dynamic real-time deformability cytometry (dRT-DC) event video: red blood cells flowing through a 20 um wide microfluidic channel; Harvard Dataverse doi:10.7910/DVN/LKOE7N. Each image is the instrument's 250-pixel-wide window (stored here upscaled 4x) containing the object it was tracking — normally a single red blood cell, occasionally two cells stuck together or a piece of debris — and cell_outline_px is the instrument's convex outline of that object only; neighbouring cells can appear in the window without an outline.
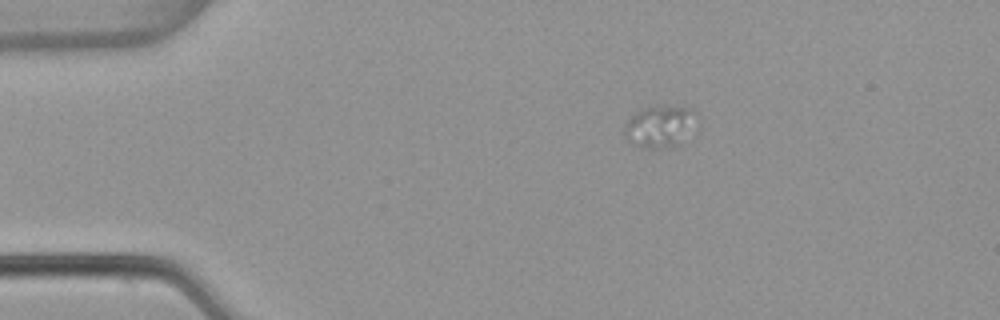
{"species": "common noctule bat (a hibernating species)", "species_latin": "Nyctalus noctula", "temperature_condition": "warm", "stored_images_in_passage": 5, "segment_of_instrument_passage": [2, 2], "camera_frame_rate_fps": 3000, "um_per_image_px": 0.085, "animal": {"sex": "female", "body_mass_g": 22.7, "forearm_length_mm": 54.2}, "frame": {"image": 1, "passage_image": 5, "time_ms": 1.333, "image_size_px": [1000, 320], "cell_outline_px": [[700, 124], [672, 144], [660, 148], [644, 148], [628, 140], [624, 136], [624, 124], [640, 108], [656, 104], [692, 108], [696, 112]], "centroid_in_image_um": [56.09, 10.66], "position_along_channel_um": 28.9, "area_um2": 17.69}}